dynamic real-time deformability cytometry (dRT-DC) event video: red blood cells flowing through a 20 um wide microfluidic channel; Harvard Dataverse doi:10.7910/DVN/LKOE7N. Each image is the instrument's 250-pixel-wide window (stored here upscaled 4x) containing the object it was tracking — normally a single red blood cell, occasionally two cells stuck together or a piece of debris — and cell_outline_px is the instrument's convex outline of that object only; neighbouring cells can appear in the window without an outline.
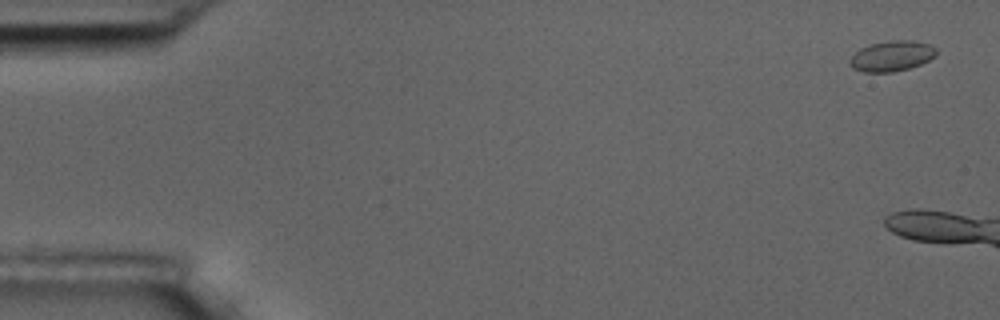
{"species": "common noctule bat (a hibernating species)", "species_latin": "Nyctalus noctula", "temperature_condition": "room temperature", "stored_images_in_passage": 5, "camera_frame_rate_fps": 3000, "um_per_image_px": 0.085, "animal": {"sex": "male", "body_mass_g": 17.5, "forearm_length_mm": 52.3}, "frame": {"image": 1, "passage_image": 1, "time_ms": 0.0, "image_size_px": [1000, 320], "cell_outline_px": [[936, 56], [920, 64], [908, 68], [892, 72], [864, 72], [852, 68], [848, 60], [860, 48], [868, 44], [888, 40], [916, 40], [928, 44], [936, 48]], "centroid_in_image_um": [75.78, 4.74], "position_along_channel_um": 9.2, "area_um2": 15.43}}